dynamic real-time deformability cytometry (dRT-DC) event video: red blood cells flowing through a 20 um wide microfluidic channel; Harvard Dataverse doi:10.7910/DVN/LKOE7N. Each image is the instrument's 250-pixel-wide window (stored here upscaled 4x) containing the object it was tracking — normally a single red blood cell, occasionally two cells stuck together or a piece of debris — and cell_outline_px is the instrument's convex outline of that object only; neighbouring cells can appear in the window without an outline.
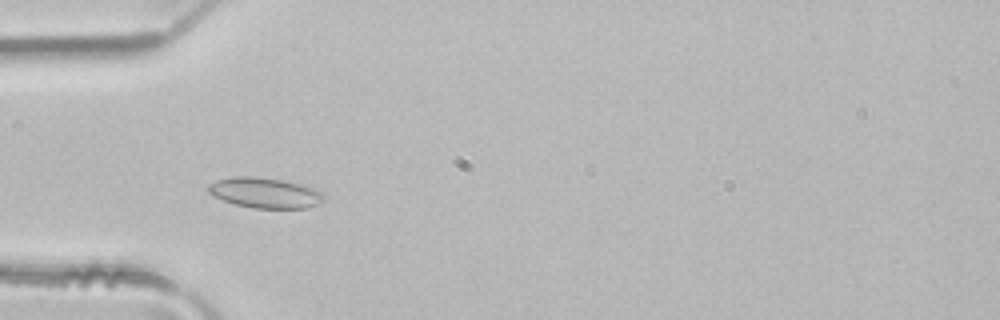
{"species": "common noctule bat (a hibernating species)", "species_latin": "Nyctalus noctula", "temperature_condition": "room temperature", "stored_images_in_passage": 3, "camera_frame_rate_fps": 3000, "um_per_image_px": 0.085, "animal": {"sex": "male", "body_mass_g": 21.5, "forearm_length_mm": 52.0}, "frame": {"image": 1, "passage_image": 2, "time_ms": 0.333, "image_size_px": [1000, 320], "cell_outline_px": [[324, 200], [320, 204], [308, 208], [252, 208], [236, 204], [224, 200], [208, 192], [208, 184], [216, 180], [236, 176], [252, 176], [280, 180], [300, 184], [316, 188], [324, 196]], "centroid_in_image_um": [22.55, 16.39], "position_along_channel_um": 62.5, "area_um2": 20.35}}
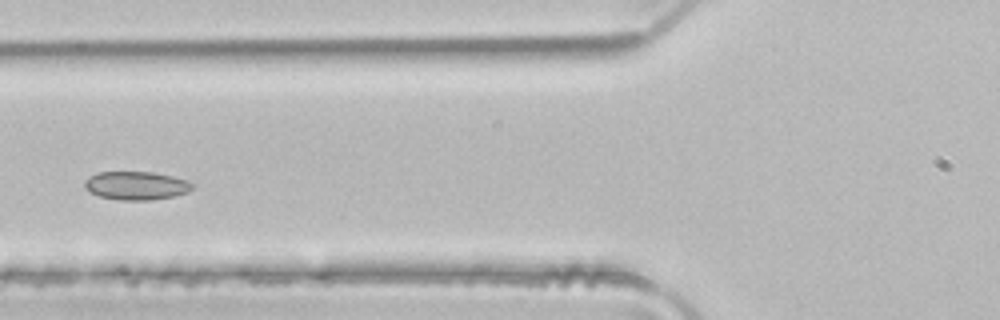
{"frame": {"image": 2, "passage_image": 3, "time_ms": 0.667, "image_size_px": [1000, 320], "cell_outline_px": [[192, 188], [188, 192], [176, 196], [152, 200], [116, 200], [100, 196], [88, 192], [84, 188], [84, 180], [88, 176], [96, 172], [152, 172], [172, 176], [188, 180], [192, 184]], "centroid_in_image_um": [11.54, 15.78], "position_along_channel_um": 114.3, "area_um2": 18.09}}